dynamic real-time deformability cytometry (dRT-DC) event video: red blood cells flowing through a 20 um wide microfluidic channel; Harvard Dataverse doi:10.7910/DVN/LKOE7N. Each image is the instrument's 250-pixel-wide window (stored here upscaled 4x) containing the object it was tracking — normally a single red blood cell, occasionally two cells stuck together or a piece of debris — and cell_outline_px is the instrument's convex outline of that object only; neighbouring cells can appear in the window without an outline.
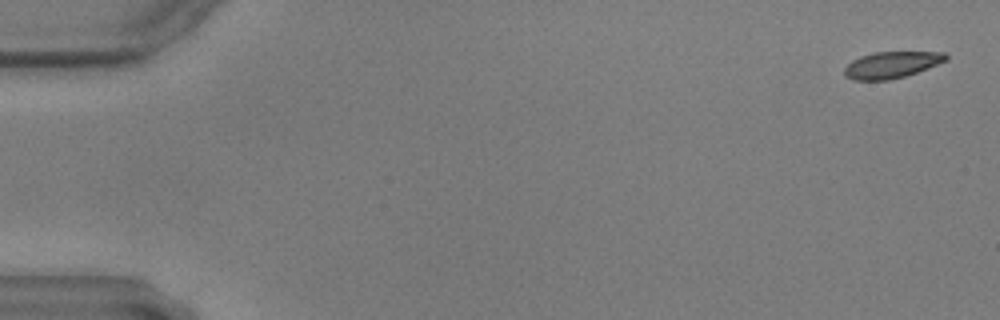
{"species": "common noctule bat (a hibernating species)", "species_latin": "Nyctalus noctula", "temperature_condition": "warm", "stored_images_in_passage": 11, "camera_frame_rate_fps": 3000, "um_per_image_px": 0.085, "animal": {"sex": "male", "body_mass_g": 17.9, "forearm_length_mm": 54.2}, "frame": {"image": 1, "passage_image": 2, "time_ms": 0.333, "image_size_px": [1000, 320], "cell_outline_px": [[948, 60], [916, 72], [904, 76], [888, 80], [852, 80], [844, 76], [844, 68], [852, 60], [860, 56], [876, 52], [944, 52], [948, 56]], "centroid_in_image_um": [75.75, 5.51], "position_along_channel_um": 9.2, "area_um2": 15.61}}